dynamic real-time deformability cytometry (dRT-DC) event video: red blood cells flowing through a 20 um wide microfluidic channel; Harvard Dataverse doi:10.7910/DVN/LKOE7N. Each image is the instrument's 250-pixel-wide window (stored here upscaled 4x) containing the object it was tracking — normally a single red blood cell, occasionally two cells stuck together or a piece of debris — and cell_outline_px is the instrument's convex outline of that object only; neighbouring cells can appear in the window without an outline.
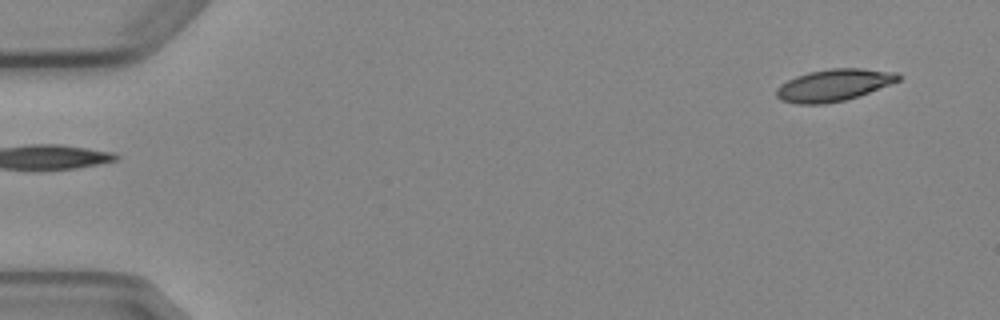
{"species": "Egyptian fruit bat (a non-hibernating species)", "species_latin": "Rousettus aegyptiacus", "temperature_condition": "cold", "stored_images_in_passage": 5, "segment_of_instrument_passage": [2, 2], "camera_frame_rate_fps": 3000, "um_per_image_px": 0.085, "animal": {"sex": "female"}, "frame": {"image": 1, "passage_image": 5, "time_ms": 5.667, "image_size_px": [1000, 320], "cell_outline_px": [[900, 80], [868, 92], [844, 100], [824, 104], [796, 104], [780, 100], [776, 96], [776, 88], [780, 84], [796, 76], [808, 72], [828, 68], [860, 68], [896, 72], [900, 76]], "centroid_in_image_um": [70.81, 7.23], "position_along_channel_um": 14.2, "area_um2": 22.6}}